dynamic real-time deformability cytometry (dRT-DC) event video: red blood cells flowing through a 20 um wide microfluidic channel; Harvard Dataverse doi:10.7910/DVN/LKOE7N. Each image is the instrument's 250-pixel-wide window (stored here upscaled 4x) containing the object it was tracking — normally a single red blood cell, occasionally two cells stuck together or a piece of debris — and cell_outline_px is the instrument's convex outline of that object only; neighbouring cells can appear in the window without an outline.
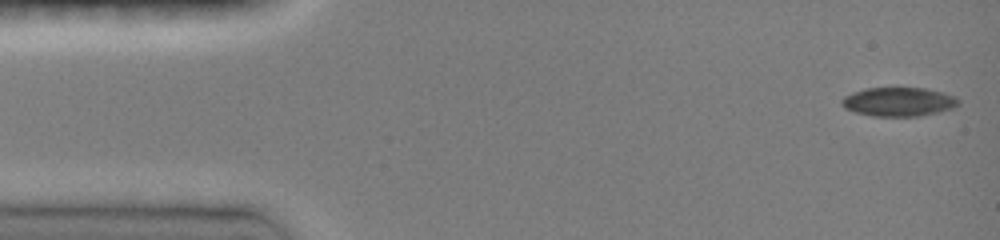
{"species": "common noctule bat (a hibernating species)", "species_latin": "Nyctalus noctula", "temperature_condition": "room temperature", "stored_images_in_passage": 46, "camera_frame_rate_fps": 3000, "um_per_image_px": 0.085, "animal": {"sex": "female", "body_mass_g": 19.0, "forearm_length_mm": 51.5}, "frame": {"image": 1, "passage_image": 1, "time_ms": 0.0, "image_size_px": [1000, 240], "cell_outline_px": [[960, 104], [952, 108], [920, 116], [872, 116], [856, 112], [844, 108], [840, 104], [840, 100], [844, 96], [852, 92], [864, 88], [924, 88], [956, 96], [960, 100]], "centroid_in_image_um": [76.35, 8.65], "position_along_channel_um": 8.6, "area_um2": 19.71}}
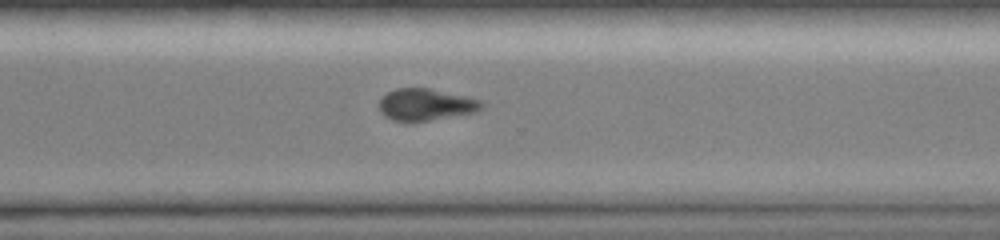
{"frame": {"image": 2, "passage_image": 33, "time_ms": 10.667, "image_size_px": [1000, 240], "cell_outline_px": [[484, 108], [476, 112], [428, 120], [392, 120], [384, 116], [380, 112], [380, 100], [388, 92], [396, 88], [432, 88], [484, 100]], "centroid_in_image_um": [36.26, 8.86], "position_along_channel_um": 334.3, "area_um2": 18.96}}
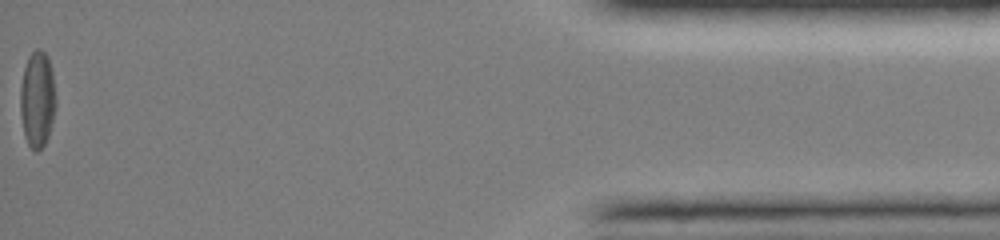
{"frame": {"image": 3, "passage_image": 46, "time_ms": 15.0, "image_size_px": [1000, 240], "cell_outline_px": [[56, 108], [48, 136], [44, 144], [36, 152], [28, 144], [24, 136], [20, 112], [20, 88], [24, 68], [28, 56], [36, 48], [40, 48], [48, 56], [52, 72], [56, 96]], "centroid_in_image_um": [3.17, 8.42], "position_along_channel_um": 432.0, "area_um2": 20.11}, "authors_computed_cell_mechanics": {"area_um2": 20.0855, "velocity_mm_per_s": 4.1205, "shape_relaxation_time_tau1_ms": 3.5191, "shape_relaxation_time_tau2_ms": null, "deformation_change_tau1": 0.1015, "deformation_change_tau2": null}}